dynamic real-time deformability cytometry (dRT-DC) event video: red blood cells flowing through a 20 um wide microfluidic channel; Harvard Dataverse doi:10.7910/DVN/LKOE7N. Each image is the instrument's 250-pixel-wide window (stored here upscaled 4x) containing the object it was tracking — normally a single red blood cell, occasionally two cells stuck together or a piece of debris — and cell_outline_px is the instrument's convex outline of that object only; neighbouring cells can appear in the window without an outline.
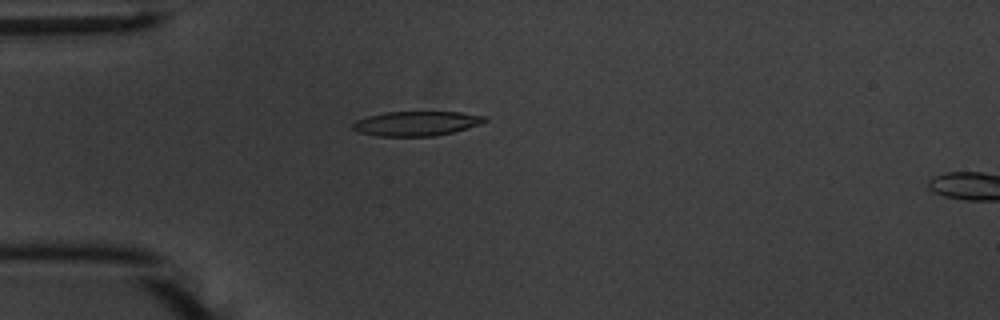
{"species": "common noctule bat (a hibernating species)", "species_latin": "Nyctalus noctula", "temperature_condition": "warm", "stored_images_in_passage": 54, "camera_frame_rate_fps": 3000, "um_per_image_px": 0.085, "animal": {"sex": "male", "body_mass_g": 20.1, "forearm_length_mm": 53.5}, "frame": {"image": 1, "passage_image": 15, "time_ms": 4.667, "image_size_px": [1000, 320], "cell_outline_px": [[488, 120], [480, 124], [452, 132], [436, 136], [376, 136], [356, 132], [352, 128], [352, 124], [356, 120], [368, 116], [384, 112], [460, 112], [488, 116]], "centroid_in_image_um": [35.38, 10.49], "position_along_channel_um": 49.6, "area_um2": 19.02}}
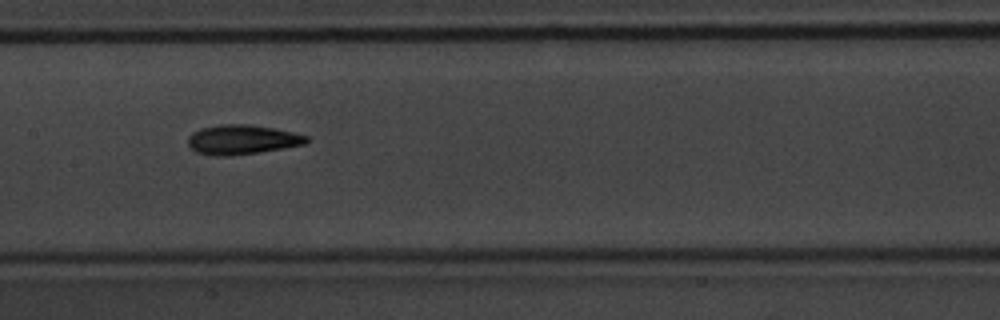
{"frame": {"image": 2, "passage_image": 27, "time_ms": 8.667, "image_size_px": [1000, 320], "cell_outline_px": [[312, 140], [308, 144], [284, 148], [232, 156], [212, 156], [196, 152], [188, 144], [188, 136], [192, 132], [200, 128], [220, 124], [248, 124], [276, 128], [308, 136]], "centroid_in_image_um": [20.61, 11.87], "position_along_channel_um": 186.8, "area_um2": 20.75}}
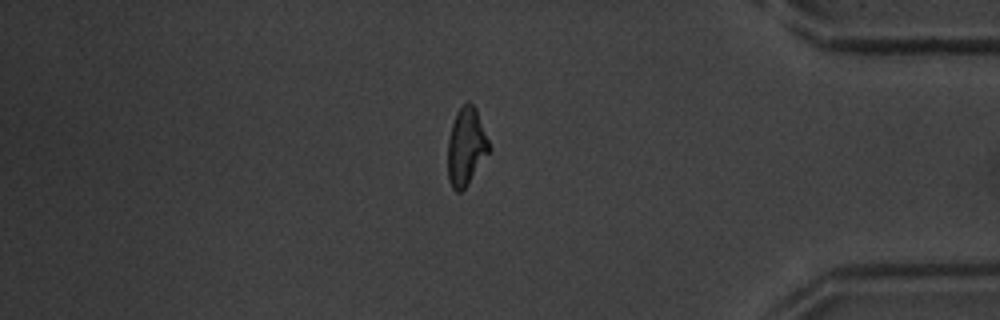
{"frame": {"image": 3, "passage_image": 46, "time_ms": 15.0, "image_size_px": [1000, 320], "cell_outline_px": [[492, 148], [468, 184], [460, 192], [456, 192], [452, 188], [448, 180], [448, 140], [452, 124], [456, 112], [468, 100], [476, 108]], "centroid_in_image_um": [39.63, 12.47], "position_along_channel_um": 395.6, "area_um2": 18.79}, "authors_computed_cell_mechanics": {"area_um2": 18.9584, "velocity_mm_per_s": 3.7395, "shape_relaxation_time_tau1_ms": 4.6495, "shape_relaxation_time_tau2_ms": 3.481, "deformation_change_tau1": 0.1748, "deformation_change_tau2": 0.1252}}